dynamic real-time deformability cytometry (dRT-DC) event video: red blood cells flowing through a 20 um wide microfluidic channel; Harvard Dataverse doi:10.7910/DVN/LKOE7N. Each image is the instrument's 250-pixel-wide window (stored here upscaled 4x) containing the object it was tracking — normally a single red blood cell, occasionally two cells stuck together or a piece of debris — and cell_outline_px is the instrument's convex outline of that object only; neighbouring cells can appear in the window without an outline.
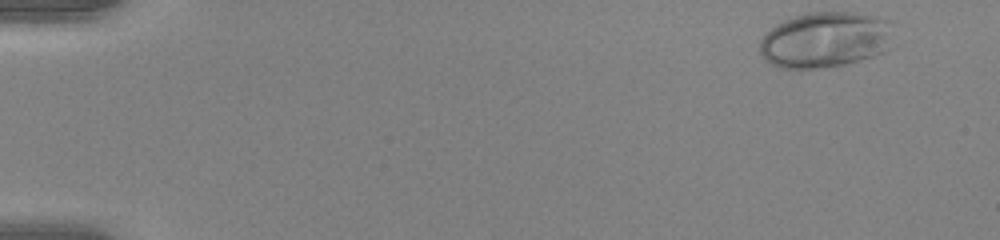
{"species": "human", "species_latin": "Homo sapiens", "temperature_condition": "warm", "stored_images_in_passage": 50, "camera_frame_rate_fps": 3000, "um_per_image_px": 0.085, "donor": {"sex": "female"}, "frame": {"image": 1, "passage_image": 1, "time_ms": 0.0, "image_size_px": [1000, 240], "cell_outline_px": [[896, 20], [892, 48], [884, 52], [872, 56], [844, 64], [816, 68], [780, 68], [764, 60], [760, 52], [760, 40], [776, 24], [784, 20], [808, 12], [852, 12], [880, 16]], "centroid_in_image_um": [70.27, 3.35], "position_along_channel_um": 14.7, "area_um2": 44.27}}
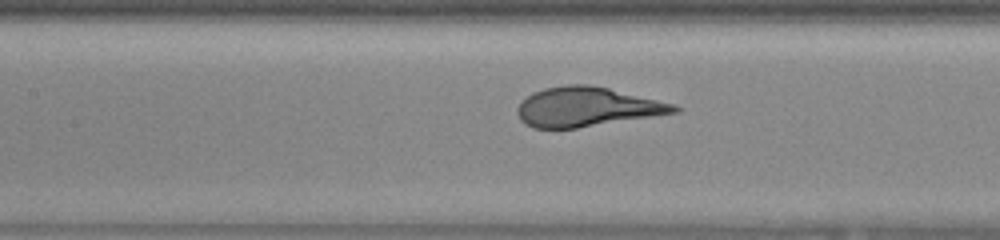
{"frame": {"image": 2, "passage_image": 23, "time_ms": 7.333, "image_size_px": [1000, 240], "cell_outline_px": [[684, 108], [680, 112], [576, 128], [532, 128], [524, 124], [520, 120], [516, 112], [516, 108], [520, 100], [532, 92], [544, 88], [564, 84], [588, 84], [608, 88], [676, 104]], "centroid_in_image_um": [49.86, 9.08], "position_along_channel_um": 157.5, "area_um2": 36.36}}
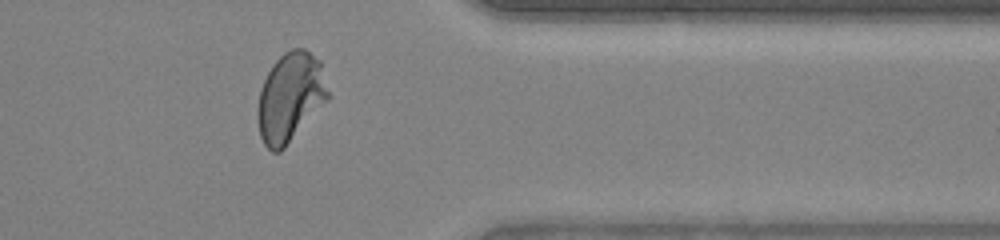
{"frame": {"image": 3, "passage_image": 41, "time_ms": 13.333, "image_size_px": [1000, 240], "cell_outline_px": [[332, 96], [284, 148], [280, 152], [272, 152], [264, 144], [260, 136], [256, 120], [256, 112], [260, 88], [272, 64], [284, 52], [292, 48], [304, 48], [320, 60]], "centroid_in_image_um": [24.68, 8.26], "position_along_channel_um": 386.7, "area_um2": 37.17}}